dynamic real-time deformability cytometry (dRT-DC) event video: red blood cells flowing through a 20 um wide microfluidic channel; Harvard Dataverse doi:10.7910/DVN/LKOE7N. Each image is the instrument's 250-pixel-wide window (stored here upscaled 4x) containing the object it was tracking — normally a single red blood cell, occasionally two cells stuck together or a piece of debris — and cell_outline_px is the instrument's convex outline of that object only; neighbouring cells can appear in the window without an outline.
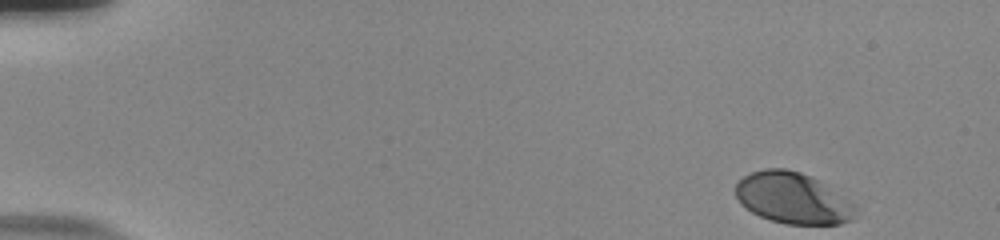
{"species": "human", "species_latin": "Homo sapiens", "temperature_condition": "room temperature", "stored_images_in_passage": 52, "camera_frame_rate_fps": 3000, "um_per_image_px": 0.085, "donor": {"sex": "male"}, "frame": {"image": 1, "passage_image": 1, "time_ms": 0.0, "image_size_px": [1000, 240], "cell_outline_px": [[860, 208], [856, 216], [852, 220], [840, 224], [784, 224], [760, 216], [752, 212], [740, 204], [736, 196], [736, 184], [744, 176], [752, 172], [764, 168], [784, 168], [800, 172], [812, 176], [856, 204]], "centroid_in_image_um": [67.43, 16.85], "position_along_channel_um": 17.6, "area_um2": 36.07}}
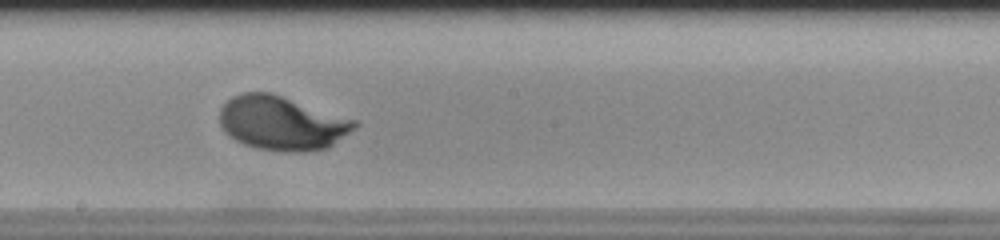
{"frame": {"image": 2, "passage_image": 29, "time_ms": 9.333, "image_size_px": [1000, 240], "cell_outline_px": [[360, 124], [356, 128], [328, 148], [300, 152], [284, 152], [256, 148], [244, 144], [236, 140], [224, 132], [220, 124], [220, 108], [232, 96], [240, 92], [268, 92], [356, 120]], "centroid_in_image_um": [23.95, 10.48], "position_along_channel_um": 224.3, "area_um2": 42.37}}
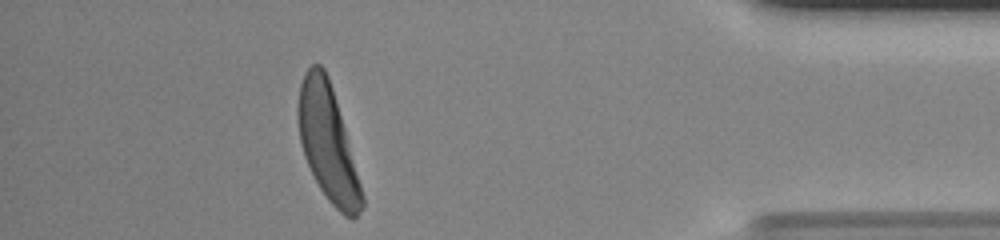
{"frame": {"image": 3, "passage_image": 47, "time_ms": 15.333, "image_size_px": [1000, 240], "cell_outline_px": [[364, 208], [352, 220], [344, 216], [328, 200], [320, 188], [304, 156], [300, 144], [296, 116], [296, 108], [300, 84], [304, 72], [312, 64], [320, 64], [324, 68], [328, 76], [332, 88], [344, 128], [364, 196]], "centroid_in_image_um": [27.83, 12.15], "position_along_channel_um": 407.4, "area_um2": 42.6}, "authors_computed_cell_mechanics": {"area_um2": 40.9802, "velocity_mm_per_s": 3.7003, "shape_relaxation_time_tau1_ms": 2.5871, "shape_relaxation_time_tau2_ms": null, "deformation_change_tau1": 0.1577, "deformation_change_tau2": null}}